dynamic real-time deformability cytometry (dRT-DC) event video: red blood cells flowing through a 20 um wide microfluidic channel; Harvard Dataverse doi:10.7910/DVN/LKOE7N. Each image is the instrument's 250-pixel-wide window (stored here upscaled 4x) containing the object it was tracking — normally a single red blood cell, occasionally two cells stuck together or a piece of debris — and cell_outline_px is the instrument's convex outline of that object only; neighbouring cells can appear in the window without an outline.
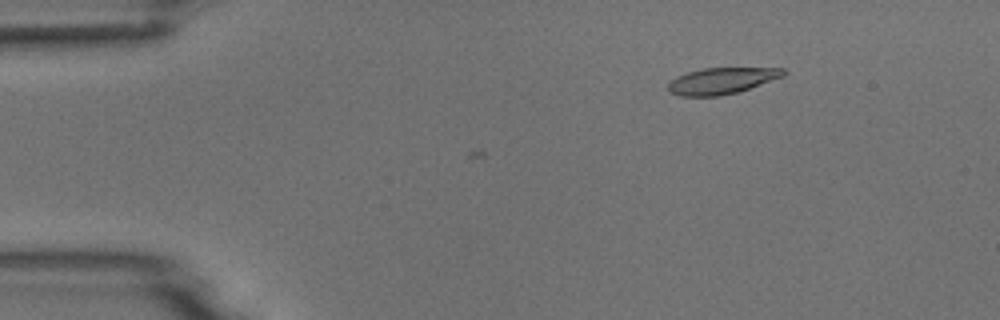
{"species": "common noctule bat (a hibernating species)", "species_latin": "Nyctalus noctula", "temperature_condition": "room temperature", "stored_images_in_passage": 6, "camera_frame_rate_fps": 3000, "um_per_image_px": 0.085, "animal": {"sex": "male", "body_mass_g": 18.8}, "frame": {"image": 1, "passage_image": 2, "time_ms": 1.333, "image_size_px": [1000, 320], "cell_outline_px": [[788, 72], [784, 76], [736, 92], [720, 96], [680, 96], [668, 92], [668, 84], [676, 76], [688, 72], [704, 68], [784, 68]], "centroid_in_image_um": [61.32, 6.86], "position_along_channel_um": 23.7, "area_um2": 17.57}}
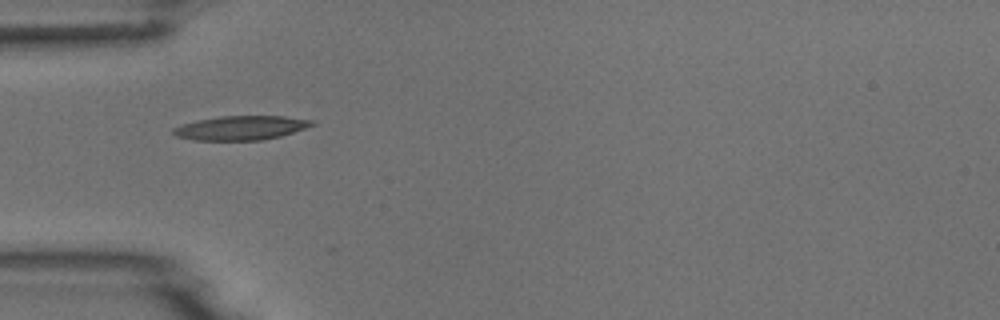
{"frame": {"image": 2, "passage_image": 4, "time_ms": 4.333, "image_size_px": [1000, 320], "cell_outline_px": [[316, 124], [280, 136], [260, 140], [192, 140], [176, 136], [172, 132], [172, 128], [180, 124], [220, 116], [284, 116], [316, 120]], "centroid_in_image_um": [20.47, 10.86], "position_along_channel_um": 64.5, "area_um2": 19.48}}
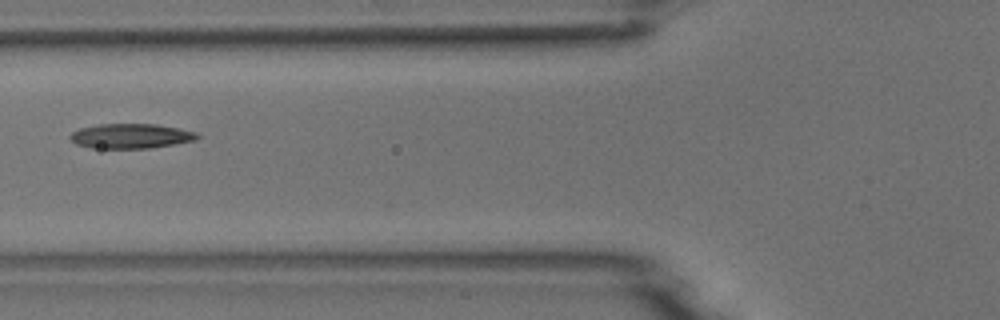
{"frame": {"image": 3, "passage_image": 5, "time_ms": 5.667, "image_size_px": [1000, 320], "cell_outline_px": [[200, 136], [196, 140], [176, 144], [152, 148], [92, 148], [76, 144], [68, 136], [72, 132], [80, 128], [100, 124], [156, 124], [180, 128], [196, 132]], "centroid_in_image_um": [11.15, 11.56], "position_along_channel_um": 114.7, "area_um2": 18.44}}